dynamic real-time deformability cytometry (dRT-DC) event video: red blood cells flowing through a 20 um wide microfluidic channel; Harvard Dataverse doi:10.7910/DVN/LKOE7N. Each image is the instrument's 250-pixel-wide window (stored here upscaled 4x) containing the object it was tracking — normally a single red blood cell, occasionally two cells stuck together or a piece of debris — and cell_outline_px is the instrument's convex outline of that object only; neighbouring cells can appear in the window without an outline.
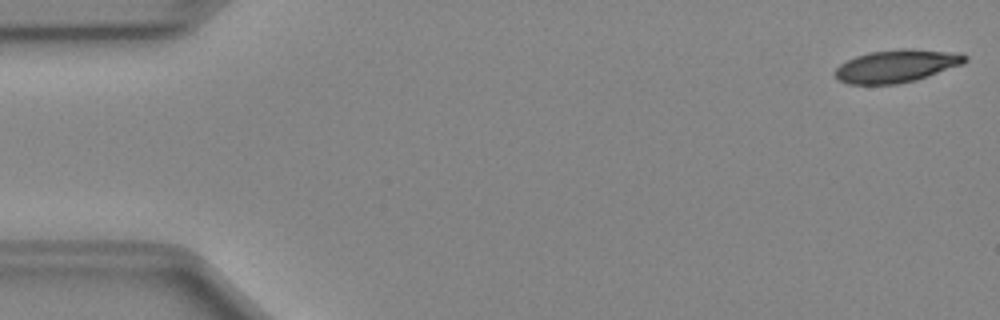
{"species": "Egyptian fruit bat (a non-hibernating species)", "species_latin": "Rousettus aegyptiacus", "temperature_condition": "cold", "stored_images_in_passage": 50, "camera_frame_rate_fps": 3000, "um_per_image_px": 0.085, "animal": {"sex": "female"}, "frame": {"image": 1, "passage_image": 1, "time_ms": 0.0, "image_size_px": [1000, 320], "cell_outline_px": [[968, 60], [964, 64], [916, 80], [896, 84], [848, 84], [836, 80], [832, 76], [832, 72], [840, 64], [856, 56], [868, 52], [900, 48], [912, 48], [960, 52], [968, 56]], "centroid_in_image_um": [76.21, 5.6], "position_along_channel_um": 8.8, "area_um2": 25.37}}
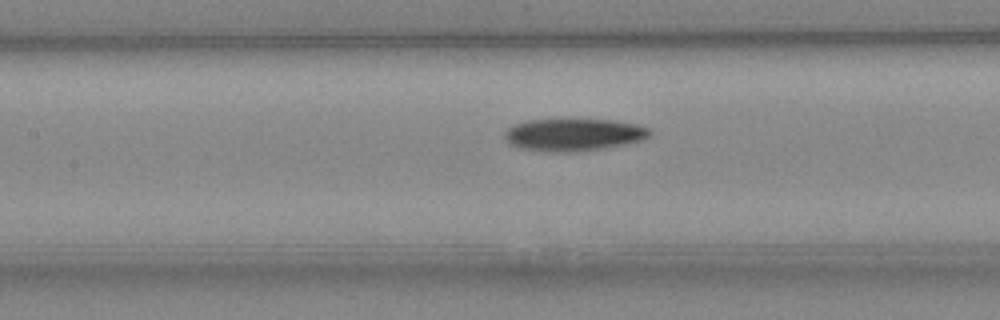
{"frame": {"image": 2, "passage_image": 22, "time_ms": 7.0, "image_size_px": [1000, 320], "cell_outline_px": [[652, 132], [648, 136], [640, 140], [624, 144], [600, 148], [560, 152], [552, 152], [520, 148], [504, 140], [504, 132], [508, 128], [524, 120], [616, 120], [636, 124], [648, 128]], "centroid_in_image_um": [48.72, 11.43], "position_along_channel_um": 158.7, "area_um2": 26.88}}
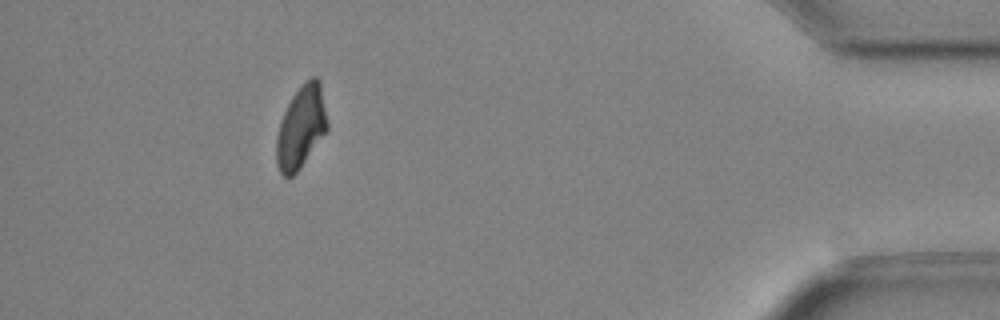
{"frame": {"image": 3, "passage_image": 45, "time_ms": 14.667, "image_size_px": [1000, 320], "cell_outline_px": [[328, 132], [300, 168], [292, 176], [284, 176], [280, 172], [276, 164], [276, 136], [280, 120], [292, 96], [300, 84], [312, 76], [316, 76], [320, 80], [328, 120]], "centroid_in_image_um": [25.61, 10.79], "position_along_channel_um": 409.6, "area_um2": 24.91}, "authors_computed_cell_mechanics": {"area_um2": 26.1256, "velocity_mm_per_s": 4.0335, "shape_relaxation_time_tau1_ms": 6.1615, "shape_relaxation_time_tau2_ms": null, "deformation_change_tau1": 0.1553, "deformation_change_tau2": null}}